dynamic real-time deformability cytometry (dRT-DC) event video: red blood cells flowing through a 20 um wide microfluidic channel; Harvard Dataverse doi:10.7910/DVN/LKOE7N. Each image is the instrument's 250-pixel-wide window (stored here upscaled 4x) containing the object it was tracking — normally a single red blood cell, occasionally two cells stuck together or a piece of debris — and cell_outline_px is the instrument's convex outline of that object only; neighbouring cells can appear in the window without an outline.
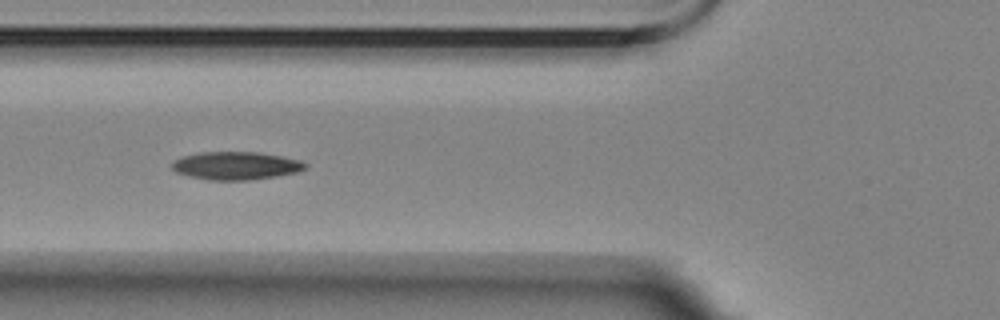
{"species": "Egyptian fruit bat (a non-hibernating species)", "species_latin": "Rousettus aegyptiacus", "temperature_condition": "room temperature", "stored_images_in_passage": 6, "camera_frame_rate_fps": 3000, "um_per_image_px": 0.085, "animal": {"sex": "female"}, "frame": {"image": 1, "passage_image": 5, "time_ms": 5.667, "image_size_px": [1000, 320], "cell_outline_px": [[308, 168], [296, 172], [276, 176], [252, 180], [208, 180], [176, 172], [172, 168], [172, 160], [184, 156], [200, 152], [260, 152], [300, 160], [308, 164]], "centroid_in_image_um": [20.08, 14.08], "position_along_channel_um": 105.7, "area_um2": 21.73}}
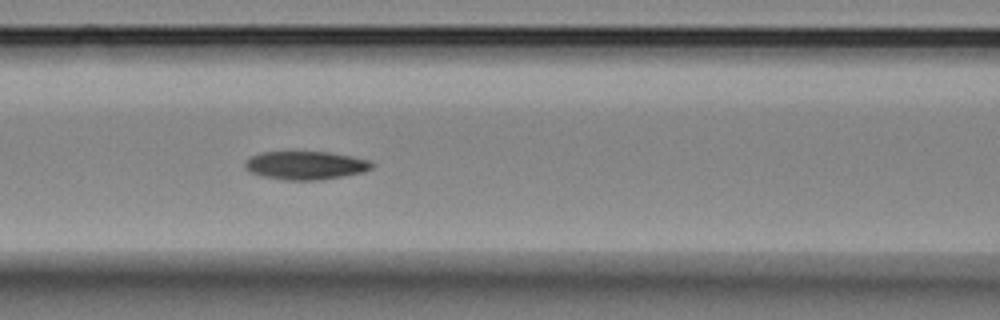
{"frame": {"image": 2, "passage_image": 6, "time_ms": 6.667, "image_size_px": [1000, 320], "cell_outline_px": [[376, 164], [372, 168], [364, 172], [320, 180], [284, 180], [260, 176], [248, 172], [244, 168], [244, 160], [260, 152], [292, 148], [328, 152], [352, 156], [368, 160]], "centroid_in_image_um": [25.9, 14.0], "position_along_channel_um": 140.7, "area_um2": 22.2}}